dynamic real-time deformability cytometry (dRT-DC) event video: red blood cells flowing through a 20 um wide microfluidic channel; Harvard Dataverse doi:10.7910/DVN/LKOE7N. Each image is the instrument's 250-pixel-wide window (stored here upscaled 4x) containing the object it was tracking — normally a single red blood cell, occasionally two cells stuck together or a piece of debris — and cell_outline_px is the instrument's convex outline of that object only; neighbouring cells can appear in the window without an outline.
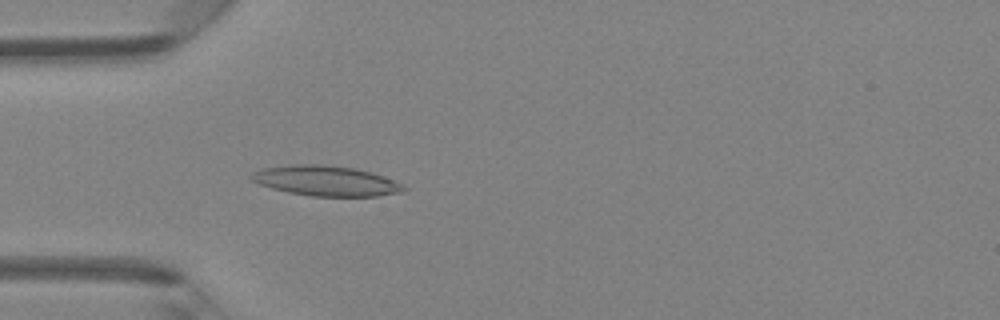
{"species": "Egyptian fruit bat (a non-hibernating species)", "species_latin": "Rousettus aegyptiacus", "temperature_condition": "room temperature", "stored_images_in_passage": 37, "camera_frame_rate_fps": 3000, "um_per_image_px": 0.085, "animal": {"sex": "female"}, "frame": {"image": 1, "passage_image": 8, "time_ms": 2.333, "image_size_px": [1000, 320], "cell_outline_px": [[408, 188], [404, 192], [376, 196], [312, 196], [288, 192], [272, 188], [260, 184], [252, 180], [248, 176], [264, 168], [292, 164], [324, 164], [356, 168], [372, 172], [404, 184]], "centroid_in_image_um": [27.76, 15.37], "position_along_channel_um": 57.2, "area_um2": 26.82}}
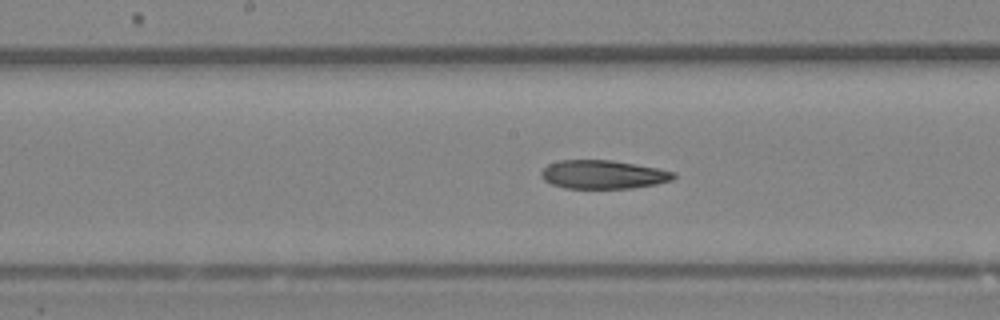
{"frame": {"image": 2, "passage_image": 18, "time_ms": 5.667, "image_size_px": [1000, 320], "cell_outline_px": [[676, 176], [672, 180], [656, 184], [632, 188], [564, 188], [552, 184], [544, 180], [540, 176], [540, 172], [548, 164], [560, 160], [612, 160], [660, 168], [676, 172]], "centroid_in_image_um": [51.28, 14.83], "position_along_channel_um": 196.9, "area_um2": 22.2}}
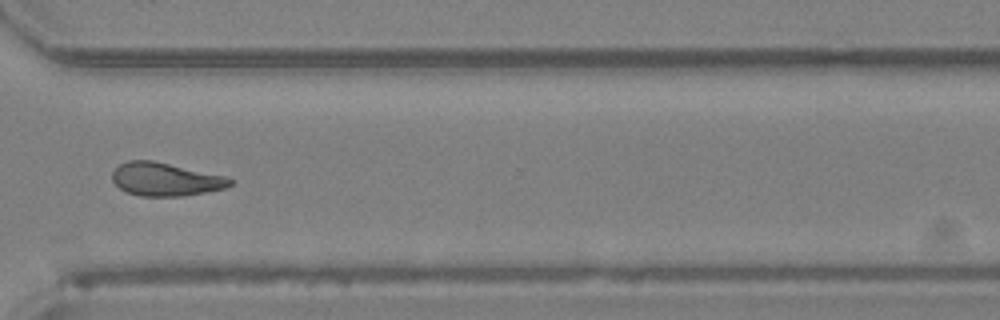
{"frame": {"image": 3, "passage_image": 29, "time_ms": 9.333, "image_size_px": [1000, 320], "cell_outline_px": [[236, 180], [232, 184], [224, 188], [184, 196], [140, 196], [124, 192], [112, 180], [112, 172], [120, 164], [128, 160], [152, 160], [224, 176]], "centroid_in_image_um": [14.04, 15.24], "position_along_channel_um": 356.6, "area_um2": 22.72}}